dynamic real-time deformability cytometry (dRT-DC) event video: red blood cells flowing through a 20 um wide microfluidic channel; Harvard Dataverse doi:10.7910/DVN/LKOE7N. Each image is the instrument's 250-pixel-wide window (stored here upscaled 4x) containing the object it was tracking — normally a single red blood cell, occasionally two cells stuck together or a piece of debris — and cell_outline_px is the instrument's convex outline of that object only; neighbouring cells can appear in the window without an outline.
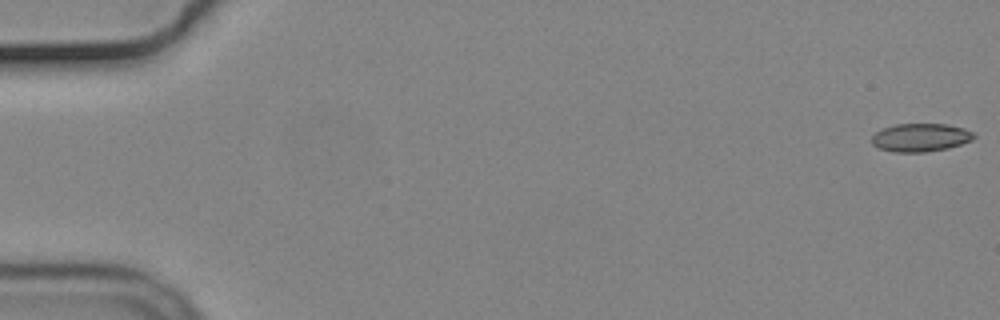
{"species": "common noctule bat (a hibernating species)", "species_latin": "Nyctalus noctula", "temperature_condition": "cold", "stored_images_in_passage": 56, "camera_frame_rate_fps": 3000, "um_per_image_px": 0.085, "animal": {"sex": "male", "body_mass_g": 19.2, "forearm_length_mm": 51.8}, "frame": {"image": 1, "passage_image": 1, "time_ms": 0.0, "image_size_px": [1000, 320], "cell_outline_px": [[976, 136], [972, 140], [948, 148], [924, 152], [896, 152], [880, 148], [872, 144], [872, 136], [880, 128], [896, 124], [948, 124], [964, 128], [972, 132]], "centroid_in_image_um": [78.24, 11.68], "position_along_channel_um": 6.8, "area_um2": 16.76}}
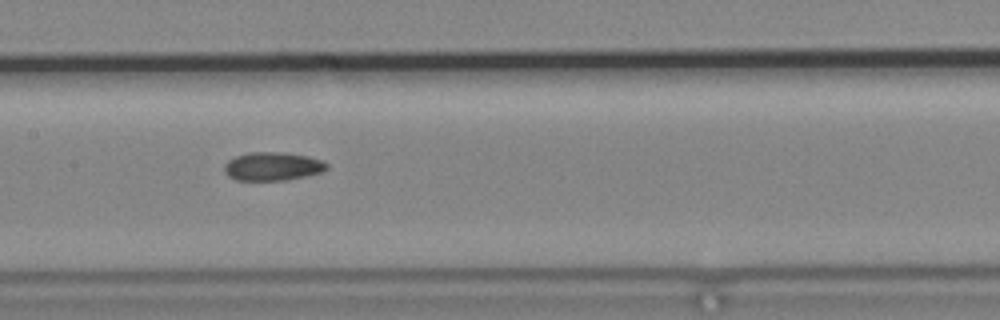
{"frame": {"image": 2, "passage_image": 28, "time_ms": 9.0, "image_size_px": [1000, 320], "cell_outline_px": [[328, 168], [320, 172], [304, 176], [280, 180], [236, 180], [228, 176], [224, 172], [224, 164], [228, 160], [236, 156], [248, 152], [280, 152], [308, 156], [320, 160], [328, 164]], "centroid_in_image_um": [23.12, 14.13], "position_along_channel_um": 184.3, "area_um2": 16.82}}
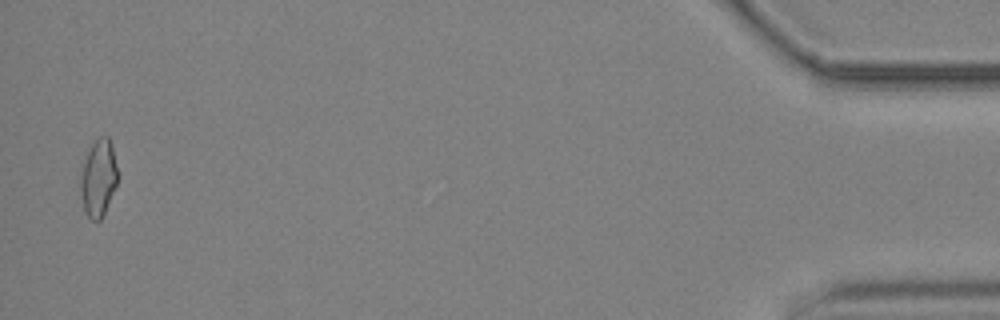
{"frame": {"image": 3, "passage_image": 55, "time_ms": 18.0, "image_size_px": [1000, 320], "cell_outline_px": [[116, 184], [104, 212], [100, 220], [92, 220], [88, 216], [84, 208], [80, 192], [80, 180], [84, 160], [92, 144], [100, 136], [108, 136], [112, 144], [116, 168]], "centroid_in_image_um": [8.34, 15.11], "position_along_channel_um": 426.9, "area_um2": 16.13}, "authors_computed_cell_mechanics": {"area_um2": 16.762, "velocity_mm_per_s": 3.7048, "shape_relaxation_time_tau1_ms": null, "shape_relaxation_time_tau2_ms": 6.1424, "deformation_change_tau1": null, "deformation_change_tau2": 0.1064}}